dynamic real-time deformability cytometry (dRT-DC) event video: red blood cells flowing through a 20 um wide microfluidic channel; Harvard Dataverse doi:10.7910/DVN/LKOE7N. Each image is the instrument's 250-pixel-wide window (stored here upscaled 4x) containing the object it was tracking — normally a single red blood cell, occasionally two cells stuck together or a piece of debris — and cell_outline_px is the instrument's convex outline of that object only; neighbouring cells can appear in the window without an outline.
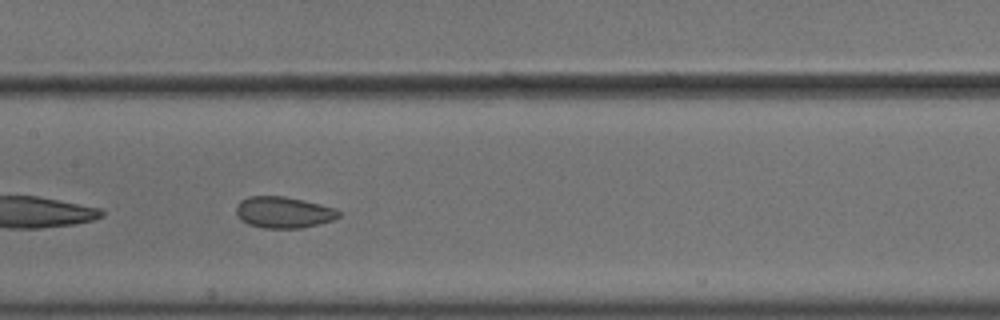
{"species": "common noctule bat (a hibernating species)", "species_latin": "Nyctalus noctula", "temperature_condition": "cold", "stored_images_in_passage": 39, "camera_frame_rate_fps": 3000, "um_per_image_px": 0.085, "animal": {"sex": "male", "body_mass_g": 18.8}, "frame": {"image": 1, "passage_image": 12, "time_ms": 3.667, "image_size_px": [1000, 320], "cell_outline_px": [[340, 216], [332, 220], [300, 228], [260, 228], [248, 224], [240, 220], [236, 212], [236, 204], [240, 200], [248, 196], [284, 196], [304, 200], [336, 208], [340, 212]], "centroid_in_image_um": [24.06, 18.04], "position_along_channel_um": 183.3, "area_um2": 18.84}}
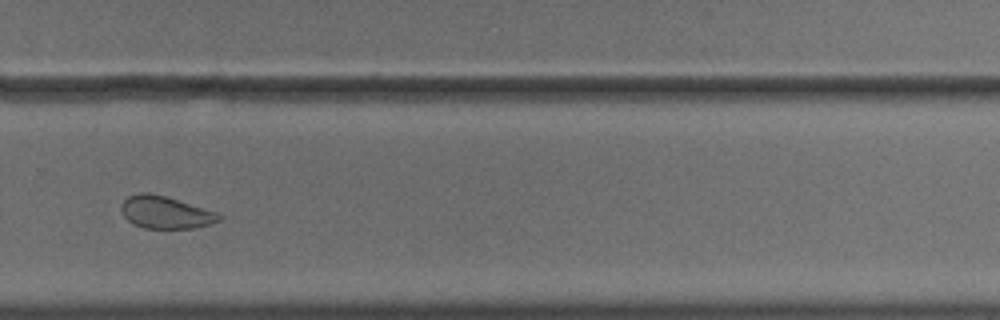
{"frame": {"image": 2, "passage_image": 23, "time_ms": 7.333, "image_size_px": [1000, 320], "cell_outline_px": [[224, 216], [220, 220], [212, 224], [196, 228], [144, 228], [128, 220], [124, 216], [120, 208], [120, 204], [128, 196], [140, 192], [148, 192], [164, 196], [220, 212]], "centroid_in_image_um": [14.12, 18.05], "position_along_channel_um": 315.7, "area_um2": 18.61}, "authors_computed_cell_mechanics": {"area_um2": 19.7098, "velocity_mm_per_s": 3.6243, "shape_relaxation_time_tau1_ms": null, "shape_relaxation_time_tau2_ms": 1.3838, "deformation_change_tau1": null, "deformation_change_tau2": 0.0543}}